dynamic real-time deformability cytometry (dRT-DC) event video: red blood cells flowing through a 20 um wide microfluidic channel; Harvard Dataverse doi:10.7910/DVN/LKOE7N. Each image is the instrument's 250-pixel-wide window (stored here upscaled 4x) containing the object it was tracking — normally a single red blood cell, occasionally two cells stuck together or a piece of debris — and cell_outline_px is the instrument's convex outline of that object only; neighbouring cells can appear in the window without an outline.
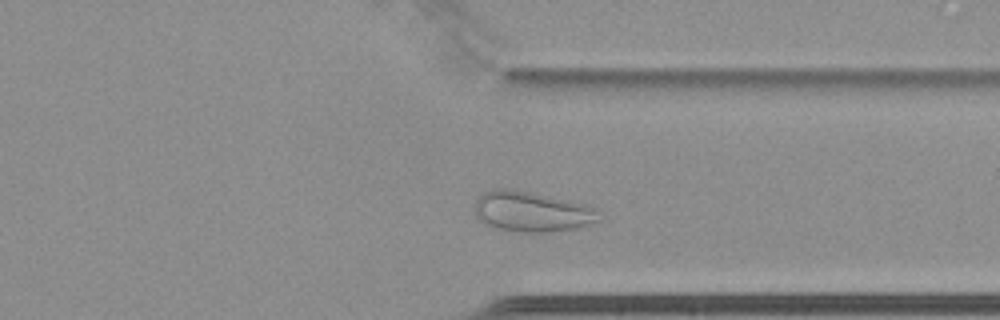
{"species": "common noctule bat (a hibernating species)", "species_latin": "Nyctalus noctula", "temperature_condition": "cold", "stored_images_in_passage": 52, "camera_frame_rate_fps": 3000, "um_per_image_px": 0.085, "animal": {"sex": "female", "body_mass_g": 22.7, "forearm_length_mm": 54.2}, "frame": {"image": 1, "passage_image": 38, "time_ms": 12.333, "image_size_px": [1000, 320], "cell_outline_px": [[600, 220], [576, 228], [548, 232], [516, 232], [496, 228], [484, 224], [476, 216], [476, 200], [484, 192], [492, 188], [508, 188], [528, 192], [584, 204], [596, 208]], "centroid_in_image_um": [45.17, 18.0], "position_along_channel_um": 366.2, "area_um2": 28.9}}
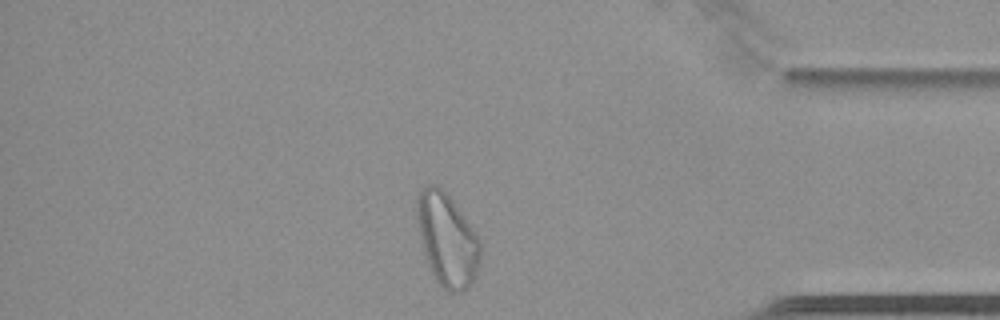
{"frame": {"image": 2, "passage_image": 43, "time_ms": 14.0, "image_size_px": [1000, 320], "cell_outline_px": [[480, 260], [476, 276], [468, 288], [460, 292], [448, 292], [436, 280], [428, 264], [424, 252], [420, 236], [416, 216], [416, 196], [428, 184], [436, 184], [452, 200], [472, 228], [480, 240]], "centroid_in_image_um": [38.0, 20.39], "position_along_channel_um": 397.2, "area_um2": 33.93}, "authors_computed_cell_mechanics": {"area_um2": 29.3913, "velocity_mm_per_s": 3.3944, "shape_relaxation_time_tau1_ms": null, "shape_relaxation_time_tau2_ms": 4.113, "deformation_change_tau1": null, "deformation_change_tau2": 0.0862}}